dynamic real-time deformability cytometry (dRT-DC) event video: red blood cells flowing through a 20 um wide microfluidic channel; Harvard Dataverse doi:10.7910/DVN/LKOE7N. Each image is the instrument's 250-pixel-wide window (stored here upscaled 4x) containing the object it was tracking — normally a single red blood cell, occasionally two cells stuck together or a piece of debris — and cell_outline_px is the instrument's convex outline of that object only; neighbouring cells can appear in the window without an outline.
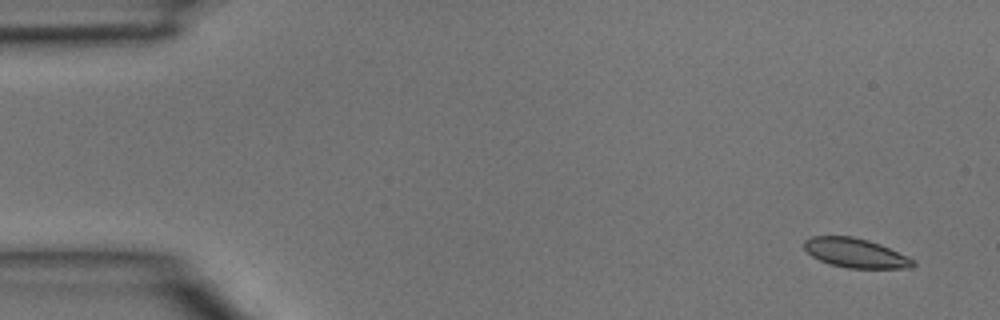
{"species": "common noctule bat (a hibernating species)", "species_latin": "Nyctalus noctula", "temperature_condition": "room temperature", "stored_images_in_passage": 4, "camera_frame_rate_fps": 3000, "um_per_image_px": 0.085, "animal": {"sex": "male", "body_mass_g": 15.6}, "frame": {"image": 1, "passage_image": 1, "time_ms": 0.0, "image_size_px": [1000, 320], "cell_outline_px": [[916, 264], [912, 268], [848, 268], [828, 264], [812, 256], [804, 248], [804, 240], [812, 236], [852, 236], [868, 240], [880, 244], [916, 260]], "centroid_in_image_um": [72.73, 21.51], "position_along_channel_um": 12.3, "area_um2": 18.67}}